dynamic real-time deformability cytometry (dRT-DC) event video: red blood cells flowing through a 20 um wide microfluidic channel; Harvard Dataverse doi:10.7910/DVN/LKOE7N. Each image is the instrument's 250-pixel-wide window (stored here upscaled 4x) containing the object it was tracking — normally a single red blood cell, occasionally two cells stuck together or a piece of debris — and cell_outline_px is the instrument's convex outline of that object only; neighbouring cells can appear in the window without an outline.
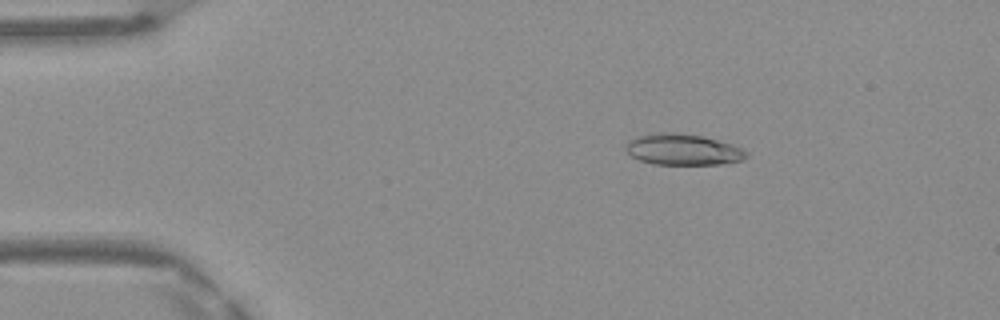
{"species": "Egyptian fruit bat (a non-hibernating species)", "species_latin": "Rousettus aegyptiacus", "temperature_condition": "warm", "stored_images_in_passage": 48, "camera_frame_rate_fps": 3000, "um_per_image_px": 0.085, "frame": {"image": 1, "passage_image": 8, "time_ms": 2.333, "image_size_px": [1000, 320], "cell_outline_px": [[748, 156], [740, 160], [720, 164], [656, 164], [640, 160], [632, 156], [624, 148], [628, 140], [636, 136], [664, 132], [672, 132], [704, 136], [732, 144], [748, 152]], "centroid_in_image_um": [58.03, 12.7], "position_along_channel_um": 27.0, "area_um2": 21.73}}
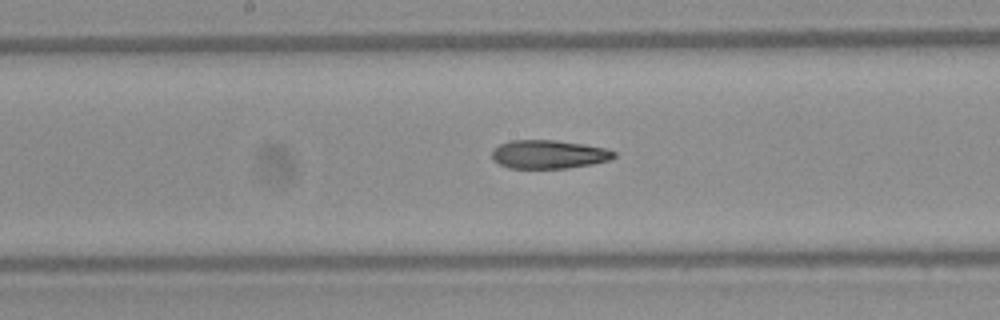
{"frame": {"image": 2, "passage_image": 25, "time_ms": 8.0, "image_size_px": [1000, 320], "cell_outline_px": [[616, 156], [608, 160], [592, 164], [568, 168], [508, 168], [492, 160], [492, 148], [508, 140], [556, 140], [584, 144], [608, 148], [616, 152]], "centroid_in_image_um": [46.63, 13.11], "position_along_channel_um": 201.6, "area_um2": 20.52}}
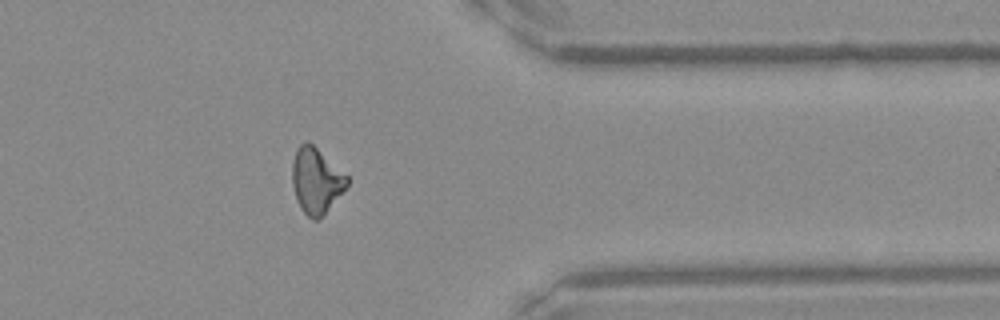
{"frame": {"image": 3, "passage_image": 39, "time_ms": 12.667, "image_size_px": [1000, 320], "cell_outline_px": [[348, 184], [324, 212], [316, 220], [312, 220], [300, 208], [296, 200], [292, 184], [292, 164], [296, 148], [304, 140], [308, 140], [348, 176]], "centroid_in_image_um": [26.83, 15.3], "position_along_channel_um": 384.6, "area_um2": 20.63}, "authors_computed_cell_mechanics": {"area_um2": 21.2704, "velocity_mm_per_s": 4.1914, "shape_relaxation_time_tau1_ms": null, "shape_relaxation_time_tau2_ms": 2.9564, "deformation_change_tau1": null, "deformation_change_tau2": 0.1202}}